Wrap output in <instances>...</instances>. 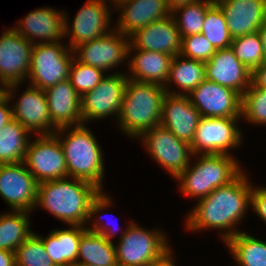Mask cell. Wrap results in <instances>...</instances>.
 I'll use <instances>...</instances> for the list:
<instances>
[{"label":"cell","instance_id":"6da1fadb","mask_svg":"<svg viewBox=\"0 0 266 266\" xmlns=\"http://www.w3.org/2000/svg\"><path fill=\"white\" fill-rule=\"evenodd\" d=\"M41 182L36 205L68 225L85 226L94 215L112 206L111 198L93 183L71 177Z\"/></svg>","mask_w":266,"mask_h":266},{"label":"cell","instance_id":"7a4b0ae2","mask_svg":"<svg viewBox=\"0 0 266 266\" xmlns=\"http://www.w3.org/2000/svg\"><path fill=\"white\" fill-rule=\"evenodd\" d=\"M245 173L243 170L229 184L214 189L209 195L199 199L186 218L187 229L225 230L220 233L223 242L241 232L233 229L245 217L248 207H251L253 186Z\"/></svg>","mask_w":266,"mask_h":266},{"label":"cell","instance_id":"3957f363","mask_svg":"<svg viewBox=\"0 0 266 266\" xmlns=\"http://www.w3.org/2000/svg\"><path fill=\"white\" fill-rule=\"evenodd\" d=\"M165 87L156 83L128 78L117 123L126 135L138 138L143 132L159 126Z\"/></svg>","mask_w":266,"mask_h":266},{"label":"cell","instance_id":"277c9868","mask_svg":"<svg viewBox=\"0 0 266 266\" xmlns=\"http://www.w3.org/2000/svg\"><path fill=\"white\" fill-rule=\"evenodd\" d=\"M54 134L64 152L68 177L89 181L102 191L103 151L91 130L81 124L59 128Z\"/></svg>","mask_w":266,"mask_h":266},{"label":"cell","instance_id":"5b68a950","mask_svg":"<svg viewBox=\"0 0 266 266\" xmlns=\"http://www.w3.org/2000/svg\"><path fill=\"white\" fill-rule=\"evenodd\" d=\"M198 156L193 166L189 165L175 178L180 192L187 197L204 198L214 189L229 184L243 171L239 161L230 154Z\"/></svg>","mask_w":266,"mask_h":266},{"label":"cell","instance_id":"8992f818","mask_svg":"<svg viewBox=\"0 0 266 266\" xmlns=\"http://www.w3.org/2000/svg\"><path fill=\"white\" fill-rule=\"evenodd\" d=\"M129 223L115 245L120 266H148L170 249L167 236L160 230H146L132 221Z\"/></svg>","mask_w":266,"mask_h":266},{"label":"cell","instance_id":"52a82bcc","mask_svg":"<svg viewBox=\"0 0 266 266\" xmlns=\"http://www.w3.org/2000/svg\"><path fill=\"white\" fill-rule=\"evenodd\" d=\"M73 50L60 42L37 43L33 47L28 78L41 90L69 78Z\"/></svg>","mask_w":266,"mask_h":266},{"label":"cell","instance_id":"ba28073f","mask_svg":"<svg viewBox=\"0 0 266 266\" xmlns=\"http://www.w3.org/2000/svg\"><path fill=\"white\" fill-rule=\"evenodd\" d=\"M138 139H142L151 158L174 178L192 164L190 158L195 157L189 143L161 125L143 132Z\"/></svg>","mask_w":266,"mask_h":266},{"label":"cell","instance_id":"9c48e42d","mask_svg":"<svg viewBox=\"0 0 266 266\" xmlns=\"http://www.w3.org/2000/svg\"><path fill=\"white\" fill-rule=\"evenodd\" d=\"M238 119L201 117L191 143L193 155L230 154V149L240 147L243 136Z\"/></svg>","mask_w":266,"mask_h":266},{"label":"cell","instance_id":"30bf717a","mask_svg":"<svg viewBox=\"0 0 266 266\" xmlns=\"http://www.w3.org/2000/svg\"><path fill=\"white\" fill-rule=\"evenodd\" d=\"M24 164L37 183L68 177L64 152L55 134L29 141Z\"/></svg>","mask_w":266,"mask_h":266},{"label":"cell","instance_id":"8fae6325","mask_svg":"<svg viewBox=\"0 0 266 266\" xmlns=\"http://www.w3.org/2000/svg\"><path fill=\"white\" fill-rule=\"evenodd\" d=\"M127 80L126 74L116 71L105 76L95 89L86 92L81 98L82 124L111 115L118 121Z\"/></svg>","mask_w":266,"mask_h":266},{"label":"cell","instance_id":"7c38bea8","mask_svg":"<svg viewBox=\"0 0 266 266\" xmlns=\"http://www.w3.org/2000/svg\"><path fill=\"white\" fill-rule=\"evenodd\" d=\"M106 3V0H87L76 14L72 27L69 26V18L64 12V35L71 36L67 45L71 50L80 44L103 37L113 30L110 26L111 9Z\"/></svg>","mask_w":266,"mask_h":266},{"label":"cell","instance_id":"4fadbf2b","mask_svg":"<svg viewBox=\"0 0 266 266\" xmlns=\"http://www.w3.org/2000/svg\"><path fill=\"white\" fill-rule=\"evenodd\" d=\"M5 31L0 37V83L6 87L28 77L34 45L14 28Z\"/></svg>","mask_w":266,"mask_h":266},{"label":"cell","instance_id":"5bb4252c","mask_svg":"<svg viewBox=\"0 0 266 266\" xmlns=\"http://www.w3.org/2000/svg\"><path fill=\"white\" fill-rule=\"evenodd\" d=\"M37 188L24 162L0 165V196L13 211L34 210Z\"/></svg>","mask_w":266,"mask_h":266},{"label":"cell","instance_id":"9a60e30c","mask_svg":"<svg viewBox=\"0 0 266 266\" xmlns=\"http://www.w3.org/2000/svg\"><path fill=\"white\" fill-rule=\"evenodd\" d=\"M130 38L113 29L110 33L95 40L80 44L73 52L75 58L83 64L111 70L128 58Z\"/></svg>","mask_w":266,"mask_h":266},{"label":"cell","instance_id":"2e32d148","mask_svg":"<svg viewBox=\"0 0 266 266\" xmlns=\"http://www.w3.org/2000/svg\"><path fill=\"white\" fill-rule=\"evenodd\" d=\"M188 97L201 117H241L242 97L215 82L203 80Z\"/></svg>","mask_w":266,"mask_h":266},{"label":"cell","instance_id":"e0dca14e","mask_svg":"<svg viewBox=\"0 0 266 266\" xmlns=\"http://www.w3.org/2000/svg\"><path fill=\"white\" fill-rule=\"evenodd\" d=\"M12 117L36 135H50L58 130L50 118L44 90L31 85L12 106Z\"/></svg>","mask_w":266,"mask_h":266},{"label":"cell","instance_id":"ac0fdd59","mask_svg":"<svg viewBox=\"0 0 266 266\" xmlns=\"http://www.w3.org/2000/svg\"><path fill=\"white\" fill-rule=\"evenodd\" d=\"M129 38L128 49L166 53L173 57L181 52L182 38L172 15L148 24Z\"/></svg>","mask_w":266,"mask_h":266},{"label":"cell","instance_id":"d6986e66","mask_svg":"<svg viewBox=\"0 0 266 266\" xmlns=\"http://www.w3.org/2000/svg\"><path fill=\"white\" fill-rule=\"evenodd\" d=\"M206 80L236 91L241 97L251 85L252 72L230 48L218 49L205 63Z\"/></svg>","mask_w":266,"mask_h":266},{"label":"cell","instance_id":"ffe728a7","mask_svg":"<svg viewBox=\"0 0 266 266\" xmlns=\"http://www.w3.org/2000/svg\"><path fill=\"white\" fill-rule=\"evenodd\" d=\"M200 118V112L190 102L188 95L165 93L160 125L178 139L191 145Z\"/></svg>","mask_w":266,"mask_h":266},{"label":"cell","instance_id":"44dd1931","mask_svg":"<svg viewBox=\"0 0 266 266\" xmlns=\"http://www.w3.org/2000/svg\"><path fill=\"white\" fill-rule=\"evenodd\" d=\"M232 38L258 32L266 17V0H219Z\"/></svg>","mask_w":266,"mask_h":266},{"label":"cell","instance_id":"7402d4cb","mask_svg":"<svg viewBox=\"0 0 266 266\" xmlns=\"http://www.w3.org/2000/svg\"><path fill=\"white\" fill-rule=\"evenodd\" d=\"M114 7L121 11L116 30L128 37L172 12L167 0H123Z\"/></svg>","mask_w":266,"mask_h":266},{"label":"cell","instance_id":"603a6c76","mask_svg":"<svg viewBox=\"0 0 266 266\" xmlns=\"http://www.w3.org/2000/svg\"><path fill=\"white\" fill-rule=\"evenodd\" d=\"M13 28L33 45L59 42L64 35V12L46 6L28 13ZM40 39L39 42L35 39Z\"/></svg>","mask_w":266,"mask_h":266},{"label":"cell","instance_id":"cb8c5ba5","mask_svg":"<svg viewBox=\"0 0 266 266\" xmlns=\"http://www.w3.org/2000/svg\"><path fill=\"white\" fill-rule=\"evenodd\" d=\"M53 124L59 129L82 124L81 95L69 79L60 81L44 90Z\"/></svg>","mask_w":266,"mask_h":266},{"label":"cell","instance_id":"d4e9b609","mask_svg":"<svg viewBox=\"0 0 266 266\" xmlns=\"http://www.w3.org/2000/svg\"><path fill=\"white\" fill-rule=\"evenodd\" d=\"M136 52L129 61L131 75L127 77L138 82L156 83L164 86L168 79L173 56L166 53L141 49H128V55ZM131 52V53H130Z\"/></svg>","mask_w":266,"mask_h":266},{"label":"cell","instance_id":"484cf974","mask_svg":"<svg viewBox=\"0 0 266 266\" xmlns=\"http://www.w3.org/2000/svg\"><path fill=\"white\" fill-rule=\"evenodd\" d=\"M86 231V226L70 225L69 229L52 230L45 238L36 235L55 266H75L80 238Z\"/></svg>","mask_w":266,"mask_h":266},{"label":"cell","instance_id":"4316f807","mask_svg":"<svg viewBox=\"0 0 266 266\" xmlns=\"http://www.w3.org/2000/svg\"><path fill=\"white\" fill-rule=\"evenodd\" d=\"M205 79L204 62L185 57L181 58V55H176L172 59L168 79L164 87L166 93L169 94L189 95ZM171 81H173L182 92L179 93L174 90L171 92L169 87H167Z\"/></svg>","mask_w":266,"mask_h":266},{"label":"cell","instance_id":"83f0119b","mask_svg":"<svg viewBox=\"0 0 266 266\" xmlns=\"http://www.w3.org/2000/svg\"><path fill=\"white\" fill-rule=\"evenodd\" d=\"M77 264L112 266L117 263L114 242L102 235L86 231L80 238Z\"/></svg>","mask_w":266,"mask_h":266},{"label":"cell","instance_id":"f1b7e54d","mask_svg":"<svg viewBox=\"0 0 266 266\" xmlns=\"http://www.w3.org/2000/svg\"><path fill=\"white\" fill-rule=\"evenodd\" d=\"M29 136L30 132L15 119L4 126L0 130V165L24 162Z\"/></svg>","mask_w":266,"mask_h":266},{"label":"cell","instance_id":"f546056e","mask_svg":"<svg viewBox=\"0 0 266 266\" xmlns=\"http://www.w3.org/2000/svg\"><path fill=\"white\" fill-rule=\"evenodd\" d=\"M225 243L238 266H266V241L241 231Z\"/></svg>","mask_w":266,"mask_h":266},{"label":"cell","instance_id":"4dcf8cb0","mask_svg":"<svg viewBox=\"0 0 266 266\" xmlns=\"http://www.w3.org/2000/svg\"><path fill=\"white\" fill-rule=\"evenodd\" d=\"M0 215V249L15 252L32 234L27 211H13Z\"/></svg>","mask_w":266,"mask_h":266},{"label":"cell","instance_id":"1f68e13d","mask_svg":"<svg viewBox=\"0 0 266 266\" xmlns=\"http://www.w3.org/2000/svg\"><path fill=\"white\" fill-rule=\"evenodd\" d=\"M213 4L214 2L209 0H199L172 10L171 15L178 26L181 38L201 33L206 12Z\"/></svg>","mask_w":266,"mask_h":266},{"label":"cell","instance_id":"d6a6232c","mask_svg":"<svg viewBox=\"0 0 266 266\" xmlns=\"http://www.w3.org/2000/svg\"><path fill=\"white\" fill-rule=\"evenodd\" d=\"M201 34L216 50L231 47L233 38L229 33L224 13L216 3L206 12Z\"/></svg>","mask_w":266,"mask_h":266},{"label":"cell","instance_id":"836d02e7","mask_svg":"<svg viewBox=\"0 0 266 266\" xmlns=\"http://www.w3.org/2000/svg\"><path fill=\"white\" fill-rule=\"evenodd\" d=\"M231 49L251 72L265 62L259 32L233 38Z\"/></svg>","mask_w":266,"mask_h":266},{"label":"cell","instance_id":"e575fe53","mask_svg":"<svg viewBox=\"0 0 266 266\" xmlns=\"http://www.w3.org/2000/svg\"><path fill=\"white\" fill-rule=\"evenodd\" d=\"M16 266H55L42 240L32 233L15 251Z\"/></svg>","mask_w":266,"mask_h":266},{"label":"cell","instance_id":"d590c367","mask_svg":"<svg viewBox=\"0 0 266 266\" xmlns=\"http://www.w3.org/2000/svg\"><path fill=\"white\" fill-rule=\"evenodd\" d=\"M256 125H266V90L252 83L242 95L241 118Z\"/></svg>","mask_w":266,"mask_h":266},{"label":"cell","instance_id":"8d00e7d4","mask_svg":"<svg viewBox=\"0 0 266 266\" xmlns=\"http://www.w3.org/2000/svg\"><path fill=\"white\" fill-rule=\"evenodd\" d=\"M105 71L81 63L75 57L70 67L69 81L81 97L101 82L105 77Z\"/></svg>","mask_w":266,"mask_h":266},{"label":"cell","instance_id":"74e56055","mask_svg":"<svg viewBox=\"0 0 266 266\" xmlns=\"http://www.w3.org/2000/svg\"><path fill=\"white\" fill-rule=\"evenodd\" d=\"M215 52L216 48L201 33L182 37L181 57L206 63Z\"/></svg>","mask_w":266,"mask_h":266},{"label":"cell","instance_id":"f35d334b","mask_svg":"<svg viewBox=\"0 0 266 266\" xmlns=\"http://www.w3.org/2000/svg\"><path fill=\"white\" fill-rule=\"evenodd\" d=\"M19 84H11L6 86L5 95L0 99V130L6 126L12 119V107L8 103L10 100L15 99V91ZM9 106V107H8Z\"/></svg>","mask_w":266,"mask_h":266},{"label":"cell","instance_id":"ab89813d","mask_svg":"<svg viewBox=\"0 0 266 266\" xmlns=\"http://www.w3.org/2000/svg\"><path fill=\"white\" fill-rule=\"evenodd\" d=\"M251 207L257 216L266 223V188L252 186Z\"/></svg>","mask_w":266,"mask_h":266},{"label":"cell","instance_id":"60d3db41","mask_svg":"<svg viewBox=\"0 0 266 266\" xmlns=\"http://www.w3.org/2000/svg\"><path fill=\"white\" fill-rule=\"evenodd\" d=\"M99 216L100 215L97 216L98 217L97 219L100 220V218H101V220H100L101 223H100V221H98L95 218V219H93V220H95V222L92 224V228H90V227L88 228V226L86 225V230L89 232H94L96 234L102 235L107 241L112 242V238L114 236H117L116 235L117 233L115 232V231H117V229L115 231H113V229L109 228V226L107 224L105 225L103 223L102 216H100V217Z\"/></svg>","mask_w":266,"mask_h":266},{"label":"cell","instance_id":"b9f144b4","mask_svg":"<svg viewBox=\"0 0 266 266\" xmlns=\"http://www.w3.org/2000/svg\"><path fill=\"white\" fill-rule=\"evenodd\" d=\"M251 83L257 88L266 90V62L252 71Z\"/></svg>","mask_w":266,"mask_h":266},{"label":"cell","instance_id":"7bdbcfd3","mask_svg":"<svg viewBox=\"0 0 266 266\" xmlns=\"http://www.w3.org/2000/svg\"><path fill=\"white\" fill-rule=\"evenodd\" d=\"M0 266H16L15 252L0 249Z\"/></svg>","mask_w":266,"mask_h":266},{"label":"cell","instance_id":"ee69618b","mask_svg":"<svg viewBox=\"0 0 266 266\" xmlns=\"http://www.w3.org/2000/svg\"><path fill=\"white\" fill-rule=\"evenodd\" d=\"M173 251L169 249L162 257L151 262L148 266H176L172 258Z\"/></svg>","mask_w":266,"mask_h":266},{"label":"cell","instance_id":"f6af8a7d","mask_svg":"<svg viewBox=\"0 0 266 266\" xmlns=\"http://www.w3.org/2000/svg\"><path fill=\"white\" fill-rule=\"evenodd\" d=\"M258 32L260 34V38H261V42L263 46L264 59L266 62V17H265L264 23L262 24Z\"/></svg>","mask_w":266,"mask_h":266},{"label":"cell","instance_id":"bcb514c9","mask_svg":"<svg viewBox=\"0 0 266 266\" xmlns=\"http://www.w3.org/2000/svg\"><path fill=\"white\" fill-rule=\"evenodd\" d=\"M199 0H167L169 8L171 10L177 8L178 6L193 3Z\"/></svg>","mask_w":266,"mask_h":266},{"label":"cell","instance_id":"7dc6e473","mask_svg":"<svg viewBox=\"0 0 266 266\" xmlns=\"http://www.w3.org/2000/svg\"><path fill=\"white\" fill-rule=\"evenodd\" d=\"M0 86H2V87H0V99L5 95V86L3 85V84H1L0 83Z\"/></svg>","mask_w":266,"mask_h":266},{"label":"cell","instance_id":"c3c4849f","mask_svg":"<svg viewBox=\"0 0 266 266\" xmlns=\"http://www.w3.org/2000/svg\"><path fill=\"white\" fill-rule=\"evenodd\" d=\"M75 266H97V265H91V264H76ZM112 266H120L119 264H115Z\"/></svg>","mask_w":266,"mask_h":266},{"label":"cell","instance_id":"681fc988","mask_svg":"<svg viewBox=\"0 0 266 266\" xmlns=\"http://www.w3.org/2000/svg\"><path fill=\"white\" fill-rule=\"evenodd\" d=\"M110 1H111V0H110ZM121 1H123V0H112L113 3L111 2L110 5H111V4H113V6H114V4L117 5V4L120 3Z\"/></svg>","mask_w":266,"mask_h":266},{"label":"cell","instance_id":"f907efd6","mask_svg":"<svg viewBox=\"0 0 266 266\" xmlns=\"http://www.w3.org/2000/svg\"><path fill=\"white\" fill-rule=\"evenodd\" d=\"M209 1H212V2L216 3V2L219 1V0H209Z\"/></svg>","mask_w":266,"mask_h":266}]
</instances>
